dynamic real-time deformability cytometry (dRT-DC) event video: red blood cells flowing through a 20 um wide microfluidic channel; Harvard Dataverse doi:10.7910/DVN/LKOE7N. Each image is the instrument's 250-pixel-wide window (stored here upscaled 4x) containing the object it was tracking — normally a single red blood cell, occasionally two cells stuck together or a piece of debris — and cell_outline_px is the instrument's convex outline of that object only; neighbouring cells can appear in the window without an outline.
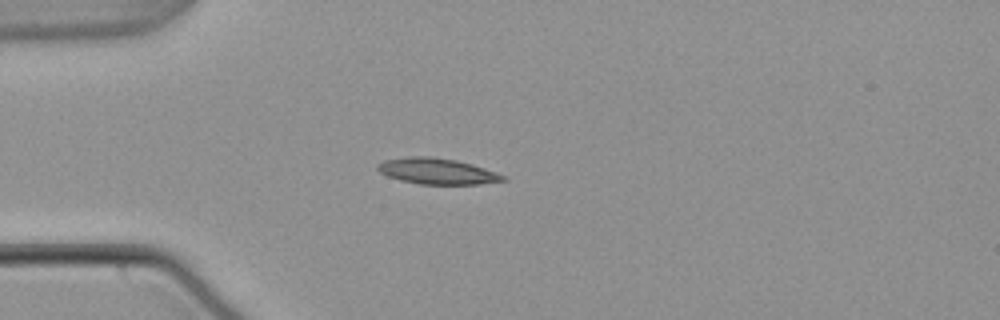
{"species": "common noctule bat (a hibernating species)", "species_latin": "Nyctalus noctula", "temperature_condition": "warm", "stored_images_in_passage": 40, "camera_frame_rate_fps": 3000, "um_per_image_px": 0.085, "animal": {"sex": "male", "body_mass_g": 21.5, "forearm_length_mm": 52.0}, "frame": {"image": 1, "passage_image": 1, "time_ms": 0.0, "image_size_px": [1000, 320], "cell_outline_px": [[508, 180], [480, 184], [420, 184], [400, 180], [388, 176], [380, 172], [376, 168], [376, 164], [384, 160], [408, 156], [432, 156], [456, 160], [472, 164], [496, 172], [504, 176]], "centroid_in_image_um": [37.13, 14.54], "position_along_channel_um": 47.9, "area_um2": 19.02}}
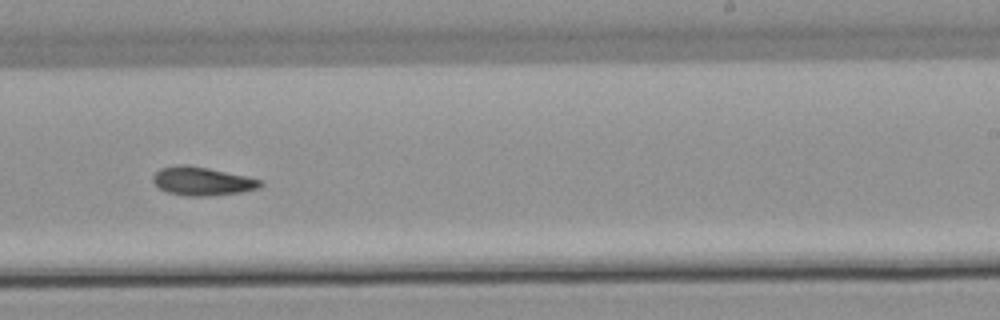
{"frame": {"image": 2, "passage_image": 20, "time_ms": 6.333, "image_size_px": [1000, 320], "cell_outline_px": [[264, 184], [260, 188], [244, 192], [208, 196], [184, 196], [168, 192], [160, 188], [152, 180], [152, 176], [160, 168], [176, 164], [184, 164], [208, 168], [244, 176], [260, 180]], "centroid_in_image_um": [17.17, 15.4], "position_along_channel_um": 271.8, "area_um2": 17.86}}
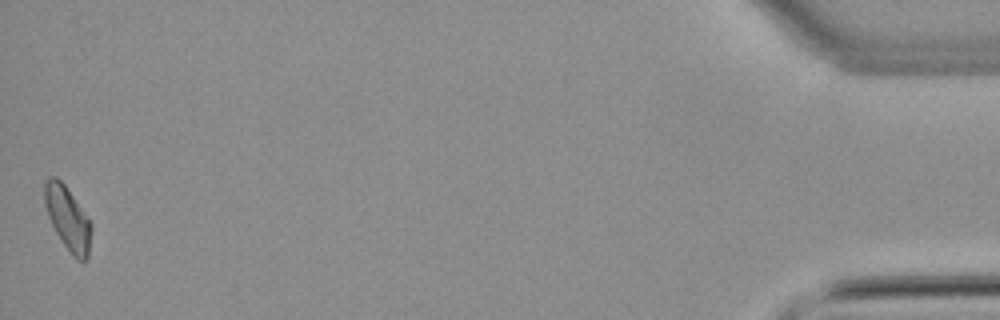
{"frame": {"image": 3, "passage_image": 40, "time_ms": 13.0, "image_size_px": [1000, 320], "cell_outline_px": [[92, 232], [88, 256], [84, 260], [76, 260], [72, 256], [56, 232], [48, 216], [44, 204], [44, 184], [48, 176], [56, 176], [64, 184], [92, 224]], "centroid_in_image_um": [5.75, 18.56], "position_along_channel_um": 429.5, "area_um2": 17.17}, "authors_computed_cell_mechanics": {"area_um2": 17.5134, "velocity_mm_per_s": 3.8042, "shape_relaxation_time_tau1_ms": 10.9075, "shape_relaxation_time_tau2_ms": null, "deformation_change_tau1": 0.2246, "deformation_change_tau2": null}}